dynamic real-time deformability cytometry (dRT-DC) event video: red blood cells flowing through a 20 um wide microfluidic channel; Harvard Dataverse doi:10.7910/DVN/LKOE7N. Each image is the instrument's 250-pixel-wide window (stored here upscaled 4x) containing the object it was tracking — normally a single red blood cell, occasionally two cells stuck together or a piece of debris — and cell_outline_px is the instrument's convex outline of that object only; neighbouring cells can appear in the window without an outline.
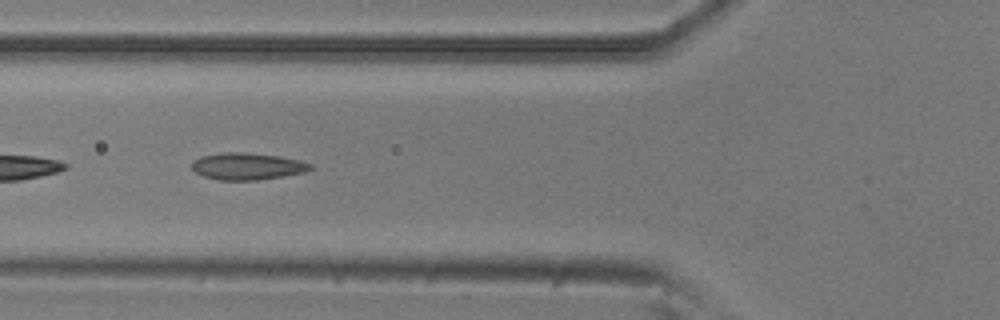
{"species": "common noctule bat (a hibernating species)", "species_latin": "Nyctalus noctula", "temperature_condition": "room temperature", "stored_images_in_passage": 17, "camera_frame_rate_fps": 3000, "um_per_image_px": 0.085, "animal": {"sex": "male", "body_mass_g": 20.5, "forearm_length_mm": 52.5}, "frame": {"image": 1, "passage_image": 12, "time_ms": 3.667, "image_size_px": [1000, 320], "cell_outline_px": [[312, 168], [304, 172], [256, 180], [216, 180], [204, 176], [196, 172], [192, 168], [192, 164], [200, 156], [224, 152], [244, 152], [276, 156], [300, 160], [312, 164]], "centroid_in_image_um": [21.0, 14.13], "position_along_channel_um": 104.8, "area_um2": 18.32}}
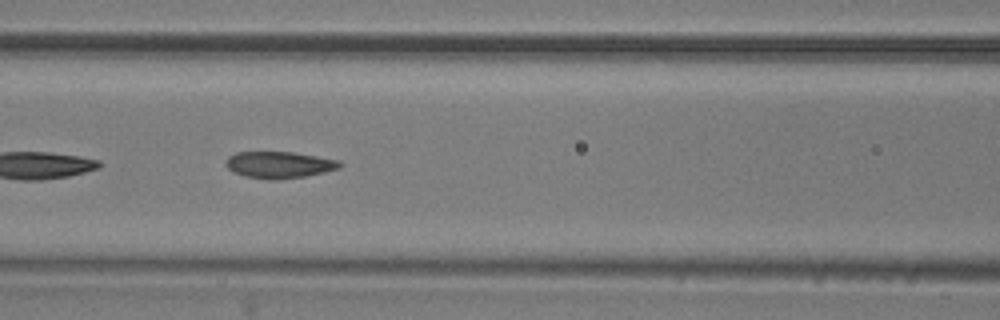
{"frame": {"image": 2, "passage_image": 15, "time_ms": 4.667, "image_size_px": [1000, 320], "cell_outline_px": [[344, 164], [340, 168], [324, 172], [304, 176], [272, 180], [268, 180], [248, 176], [232, 172], [224, 164], [228, 156], [236, 152], [292, 152], [340, 160]], "centroid_in_image_um": [23.73, 14.0], "position_along_channel_um": 142.9, "area_um2": 17.69}}